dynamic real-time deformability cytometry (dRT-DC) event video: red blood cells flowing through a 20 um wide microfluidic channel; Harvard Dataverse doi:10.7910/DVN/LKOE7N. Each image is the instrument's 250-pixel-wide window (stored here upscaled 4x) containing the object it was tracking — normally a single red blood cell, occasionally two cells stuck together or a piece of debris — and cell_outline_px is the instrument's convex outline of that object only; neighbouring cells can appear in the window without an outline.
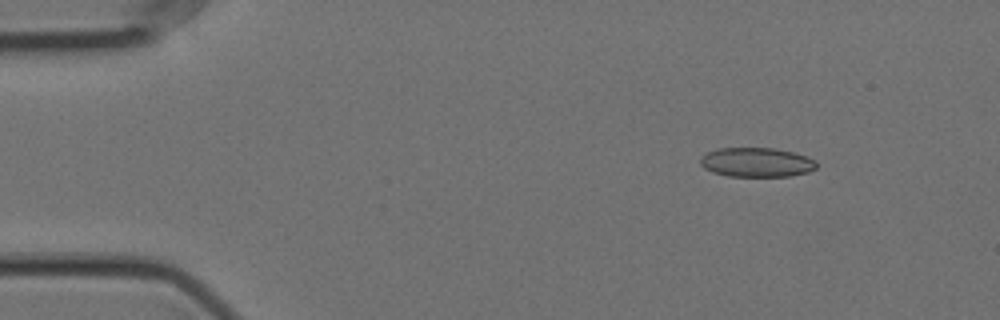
{"species": "Egyptian fruit bat (a non-hibernating species)", "species_latin": "Rousettus aegyptiacus", "temperature_condition": "cold", "stored_images_in_passage": 54, "camera_frame_rate_fps": 3000, "um_per_image_px": 0.085, "animal": {"sex": "female"}, "frame": {"image": 1, "passage_image": 4, "time_ms": 1.0, "image_size_px": [1000, 320], "cell_outline_px": [[816, 168], [808, 172], [792, 176], [728, 176], [712, 172], [704, 168], [700, 164], [700, 156], [716, 148], [772, 148], [792, 152], [808, 156], [816, 160]], "centroid_in_image_um": [64.3, 13.79], "position_along_channel_um": 20.7, "area_um2": 20.0}}
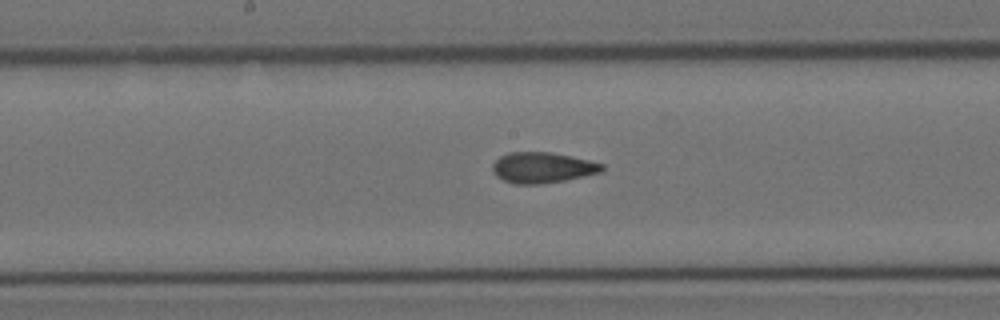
{"frame": {"image": 2, "passage_image": 26, "time_ms": 8.333, "image_size_px": [1000, 320], "cell_outline_px": [[604, 168], [600, 172], [584, 176], [564, 180], [540, 184], [512, 184], [496, 176], [492, 172], [492, 164], [500, 156], [508, 152], [552, 152], [588, 160], [604, 164]], "centroid_in_image_um": [46.07, 14.24], "position_along_channel_um": 202.1, "area_um2": 19.59}}
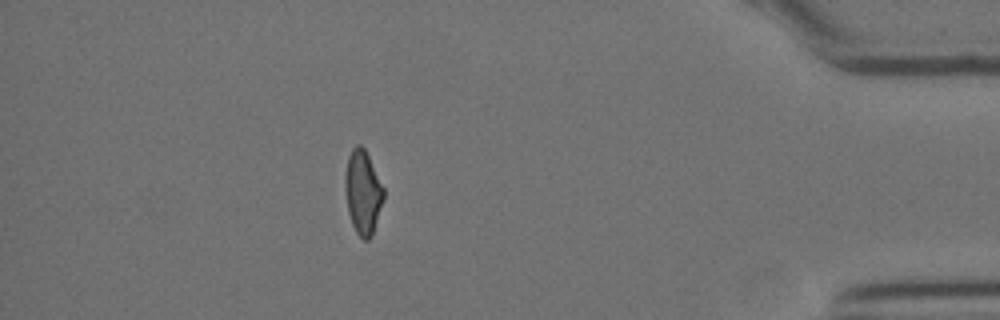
{"frame": {"image": 3, "passage_image": 47, "time_ms": 15.333, "image_size_px": [1000, 320], "cell_outline_px": [[384, 196], [372, 236], [368, 240], [364, 240], [356, 232], [352, 224], [348, 212], [344, 188], [344, 180], [348, 156], [352, 148], [356, 144], [360, 144], [364, 148], [384, 188]], "centroid_in_image_um": [30.82, 16.33], "position_along_channel_um": 404.4, "area_um2": 18.73}, "authors_computed_cell_mechanics": {"area_um2": 19.5653, "velocity_mm_per_s": 3.561, "shape_relaxation_time_tau1_ms": null, "shape_relaxation_time_tau2_ms": 2.9406, "deformation_change_tau1": null, "deformation_change_tau2": 0.0834}}